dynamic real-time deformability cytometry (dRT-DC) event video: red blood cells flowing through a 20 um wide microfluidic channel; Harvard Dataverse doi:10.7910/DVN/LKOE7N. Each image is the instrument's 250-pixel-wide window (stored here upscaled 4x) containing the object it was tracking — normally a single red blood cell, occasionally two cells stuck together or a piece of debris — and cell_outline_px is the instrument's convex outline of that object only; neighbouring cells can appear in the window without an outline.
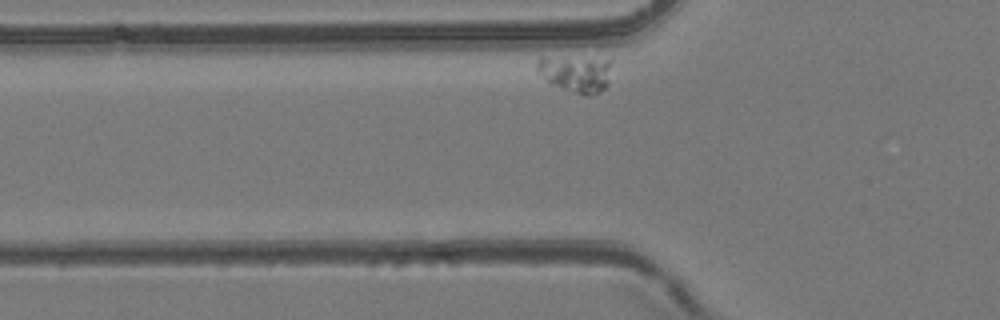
{"species": "common noctule bat (a hibernating species)", "species_latin": "Nyctalus noctula", "temperature_condition": "room temperature", "stored_images_in_passage": 31, "camera_frame_rate_fps": 3000, "um_per_image_px": 0.085, "animal": {"sex": "female", "body_mass_g": 24.6, "forearm_length_mm": 56.2}, "frame": {"image": 1, "passage_image": 2, "time_ms": 0.333, "image_size_px": [1000, 320], "cell_outline_px": [[612, 60], [608, 84], [600, 92], [588, 96], [584, 96], [552, 84], [536, 72], [536, 60], [540, 56], [548, 56]], "centroid_in_image_um": [48.91, 6.24], "position_along_channel_um": 76.9, "area_um2": 16.18}}
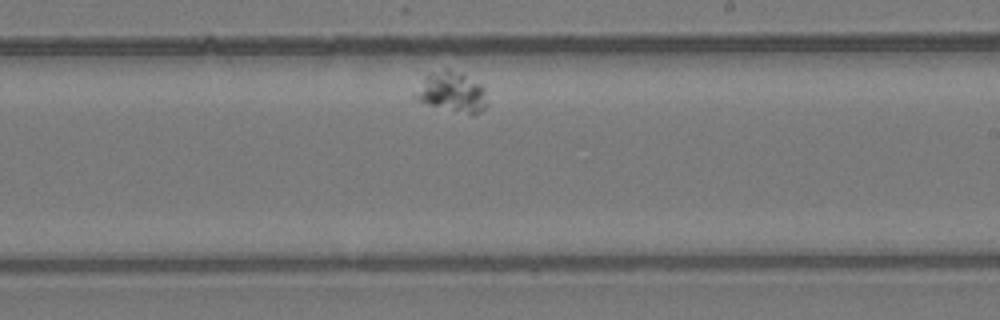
{"frame": {"image": 2, "passage_image": 19, "time_ms": 6.0, "image_size_px": [1000, 320], "cell_outline_px": [[488, 104], [480, 112], [472, 116], [428, 104], [412, 96], [428, 72], [444, 68], [448, 68], [480, 84], [484, 88]], "centroid_in_image_um": [38.42, 7.84], "position_along_channel_um": 250.6, "area_um2": 16.76}}
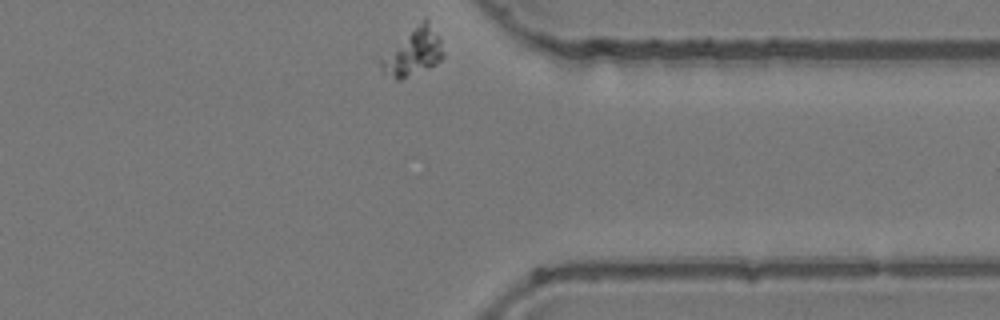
{"frame": {"image": 3, "passage_image": 31, "time_ms": 10.0, "image_size_px": [1000, 320], "cell_outline_px": [[444, 56], [436, 64], [400, 80], [396, 80], [380, 64], [380, 60], [424, 16], [428, 20], [440, 40], [444, 52]], "centroid_in_image_um": [35.19, 4.4], "position_along_channel_um": 376.2, "area_um2": 16.3}}